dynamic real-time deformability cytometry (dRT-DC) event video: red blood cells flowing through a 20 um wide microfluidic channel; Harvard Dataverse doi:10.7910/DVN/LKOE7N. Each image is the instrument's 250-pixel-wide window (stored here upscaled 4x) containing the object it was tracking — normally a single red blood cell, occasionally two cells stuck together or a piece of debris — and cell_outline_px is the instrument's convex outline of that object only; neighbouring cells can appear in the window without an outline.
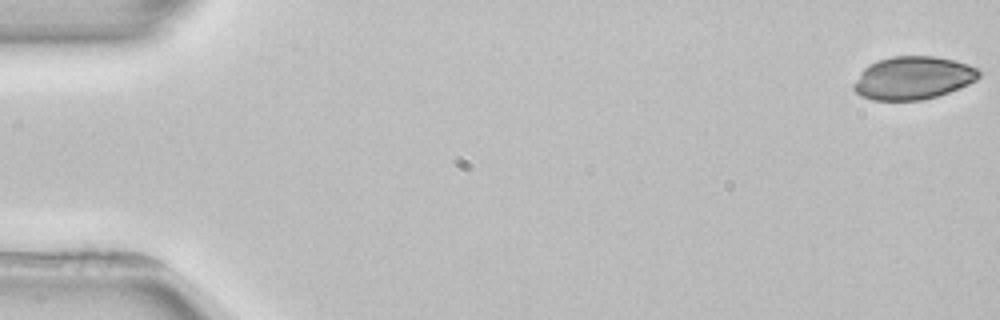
{"species": "common noctule bat (a hibernating species)", "species_latin": "Nyctalus noctula", "temperature_condition": "room temperature", "stored_images_in_passage": 5, "camera_frame_rate_fps": 3000, "um_per_image_px": 0.085, "animal": {"sex": "female", "body_mass_g": 22.7, "forearm_length_mm": 54.2}, "frame": {"image": 1, "passage_image": 1, "time_ms": 0.0, "image_size_px": [1000, 320], "cell_outline_px": [[980, 76], [976, 80], [960, 88], [936, 96], [920, 100], [872, 100], [860, 96], [852, 88], [852, 84], [860, 72], [864, 68], [880, 60], [892, 56], [932, 56], [952, 60], [968, 64], [980, 68]], "centroid_in_image_um": [77.6, 6.63], "position_along_channel_um": 7.4, "area_um2": 31.33}}
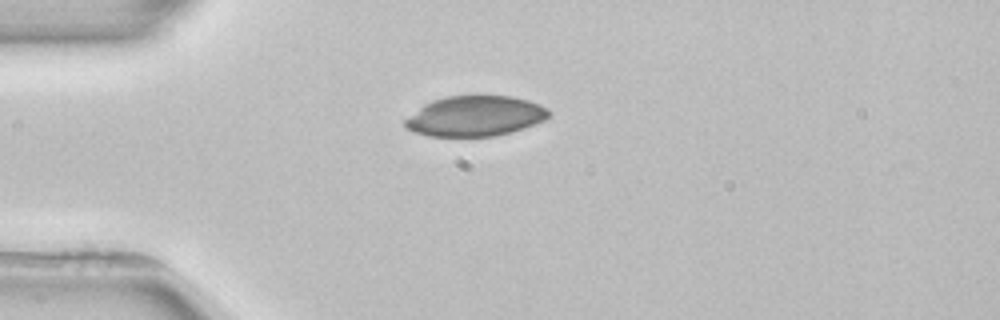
{"frame": {"image": 2, "passage_image": 4, "time_ms": 4.333, "image_size_px": [1000, 320], "cell_outline_px": [[552, 112], [544, 120], [508, 132], [492, 136], [428, 136], [412, 132], [404, 128], [404, 120], [424, 104], [432, 100], [448, 96], [476, 92], [480, 92], [512, 96], [528, 100], [540, 104], [548, 108]], "centroid_in_image_um": [40.36, 9.81], "position_along_channel_um": 44.6, "area_um2": 34.56}}